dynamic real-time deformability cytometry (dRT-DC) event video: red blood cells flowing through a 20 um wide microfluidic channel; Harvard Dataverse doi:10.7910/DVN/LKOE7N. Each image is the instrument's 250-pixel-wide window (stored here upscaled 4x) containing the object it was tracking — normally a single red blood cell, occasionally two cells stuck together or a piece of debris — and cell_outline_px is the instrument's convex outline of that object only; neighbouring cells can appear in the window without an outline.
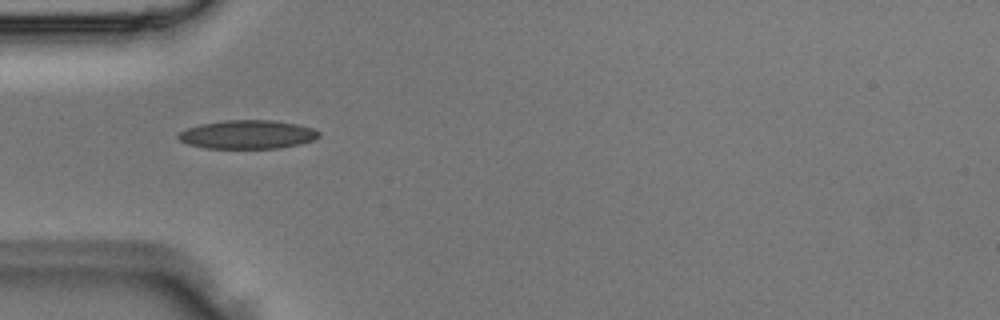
{"species": "Egyptian fruit bat (a non-hibernating species)", "species_latin": "Rousettus aegyptiacus", "temperature_condition": "room temperature", "stored_images_in_passage": 3, "camera_frame_rate_fps": 3000, "um_per_image_px": 0.085, "animal": {"sex": "male"}, "frame": {"image": 1, "passage_image": 2, "time_ms": 0.333, "image_size_px": [1000, 320], "cell_outline_px": [[320, 136], [312, 140], [300, 144], [276, 148], [204, 148], [188, 144], [180, 140], [176, 136], [180, 132], [188, 128], [200, 124], [224, 120], [272, 120], [300, 124], [316, 128], [320, 132]], "centroid_in_image_um": [21.07, 11.42], "position_along_channel_um": 63.9, "area_um2": 23.58}}